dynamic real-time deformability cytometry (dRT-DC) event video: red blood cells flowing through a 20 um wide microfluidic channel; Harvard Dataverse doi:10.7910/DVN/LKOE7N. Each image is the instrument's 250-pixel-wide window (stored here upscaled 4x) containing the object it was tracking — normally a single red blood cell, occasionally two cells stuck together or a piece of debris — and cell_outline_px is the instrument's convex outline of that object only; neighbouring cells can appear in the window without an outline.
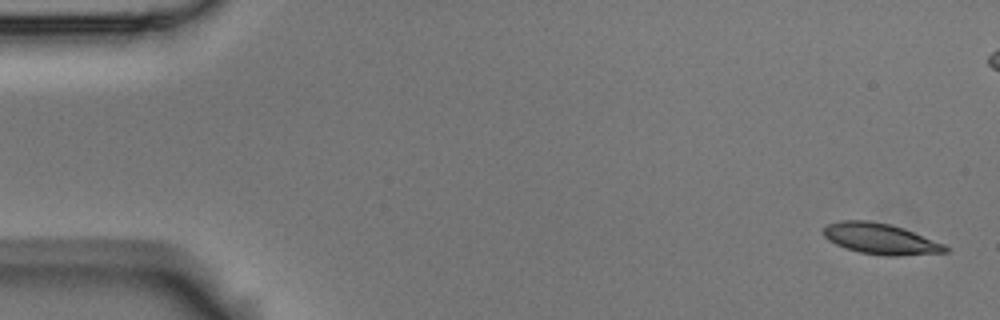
{"species": "Egyptian fruit bat (a non-hibernating species)", "species_latin": "Rousettus aegyptiacus", "temperature_condition": "room temperature", "stored_images_in_passage": 6, "camera_frame_rate_fps": 3000, "um_per_image_px": 0.085, "animal": {"sex": "male"}, "frame": {"image": 1, "passage_image": 1, "time_ms": 0.0, "image_size_px": [1000, 320], "cell_outline_px": [[948, 252], [900, 256], [884, 256], [860, 252], [844, 248], [828, 240], [820, 232], [828, 224], [840, 220], [868, 220], [892, 224], [904, 228], [944, 244], [948, 248]], "centroid_in_image_um": [74.81, 20.29], "position_along_channel_um": 10.2, "area_um2": 22.14}}